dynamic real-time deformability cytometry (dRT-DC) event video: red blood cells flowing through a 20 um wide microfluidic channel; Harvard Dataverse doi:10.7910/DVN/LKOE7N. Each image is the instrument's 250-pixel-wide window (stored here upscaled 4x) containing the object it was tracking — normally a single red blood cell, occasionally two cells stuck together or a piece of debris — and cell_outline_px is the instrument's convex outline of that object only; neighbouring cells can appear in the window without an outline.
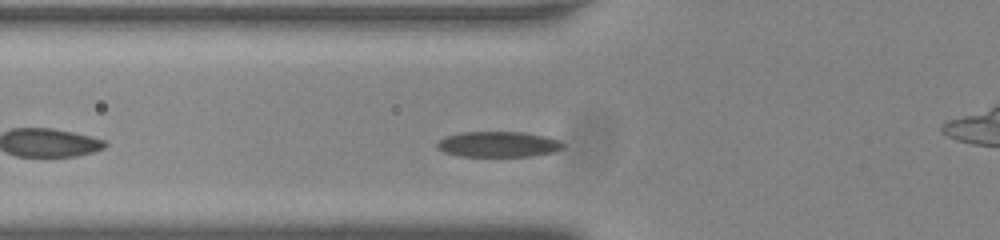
{"species": "common noctule bat (a hibernating species)", "species_latin": "Nyctalus noctula", "temperature_condition": "room temperature", "stored_images_in_passage": 30, "camera_frame_rate_fps": 3000, "um_per_image_px": 0.085, "animal": {"sex": "male", "body_mass_g": 20.0, "forearm_length_mm": 53.3}, "frame": {"image": 1, "passage_image": 6, "time_ms": 1.667, "image_size_px": [1000, 240], "cell_outline_px": [[564, 148], [556, 152], [532, 156], [456, 156], [444, 152], [436, 148], [436, 144], [444, 136], [460, 132], [520, 132], [544, 136], [560, 140], [564, 144]], "centroid_in_image_um": [42.34, 12.27], "position_along_channel_um": 83.5, "area_um2": 18.96}}
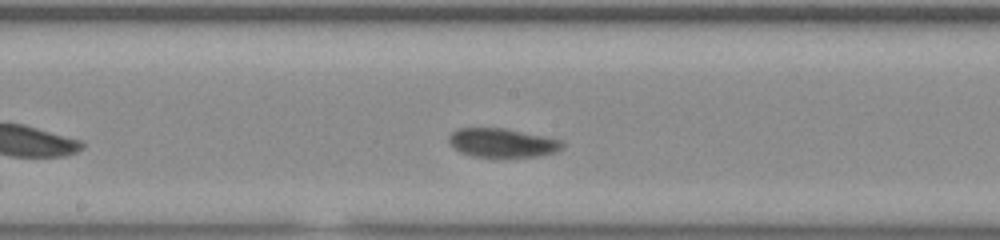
{"frame": {"image": 2, "passage_image": 16, "time_ms": 5.0, "image_size_px": [1000, 240], "cell_outline_px": [[564, 148], [556, 152], [536, 156], [504, 160], [472, 156], [460, 152], [448, 140], [448, 136], [452, 132], [460, 128], [504, 128], [544, 136], [560, 140], [564, 144]], "centroid_in_image_um": [42.71, 12.19], "position_along_channel_um": 205.5, "area_um2": 19.71}}
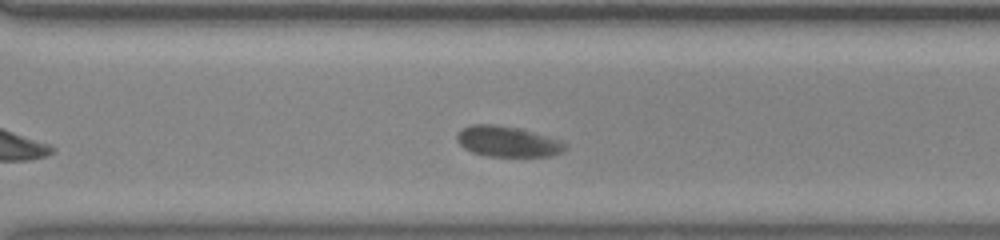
{"frame": {"image": 3, "passage_image": 26, "time_ms": 8.333, "image_size_px": [1000, 240], "cell_outline_px": [[568, 148], [552, 156], [488, 156], [472, 152], [464, 148], [456, 140], [456, 136], [464, 128], [472, 124], [492, 124], [516, 128], [532, 132], [560, 140], [568, 144]], "centroid_in_image_um": [43.15, 12.04], "position_along_channel_um": 327.4, "area_um2": 19.07}, "authors_computed_cell_mechanics": {"area_um2": 18.9584, "velocity_mm_per_s": 3.6593, "shape_relaxation_time_tau1_ms": 3.5931, "shape_relaxation_time_tau2_ms": 0.9971, "deformation_change_tau1": 0.1036, "deformation_change_tau2": 0.0362}}